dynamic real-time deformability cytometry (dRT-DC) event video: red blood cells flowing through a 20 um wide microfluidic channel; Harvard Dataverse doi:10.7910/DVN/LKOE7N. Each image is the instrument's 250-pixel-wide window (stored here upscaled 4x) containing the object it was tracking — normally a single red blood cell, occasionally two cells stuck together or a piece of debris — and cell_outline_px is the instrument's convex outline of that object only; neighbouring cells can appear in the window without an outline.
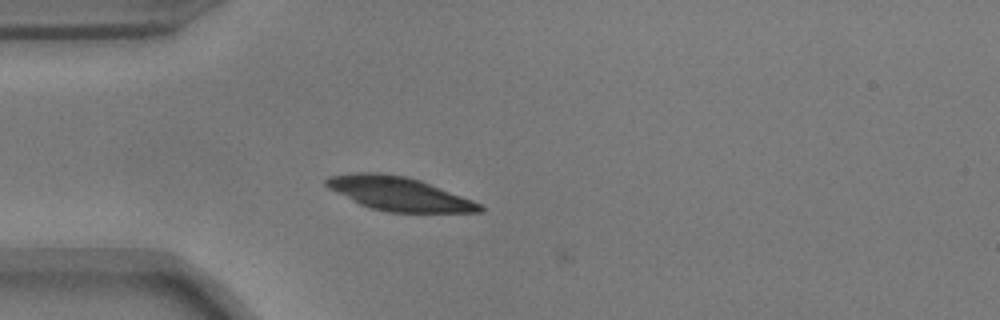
{"species": "common noctule bat (a hibernating species)", "species_latin": "Nyctalus noctula", "temperature_condition": "warm", "stored_images_in_passage": 40, "camera_frame_rate_fps": 3000, "um_per_image_px": 0.085, "animal": {"sex": "male", "body_mass_g": 17.9}, "frame": {"image": 1, "passage_image": 1, "time_ms": 0.0, "image_size_px": [1000, 320], "cell_outline_px": [[480, 208], [424, 212], [388, 208], [372, 204], [332, 184], [332, 180], [352, 176], [388, 176], [408, 180], [420, 184], [476, 204]], "centroid_in_image_um": [34.08, 16.51], "position_along_channel_um": 50.9, "area_um2": 22.02}}
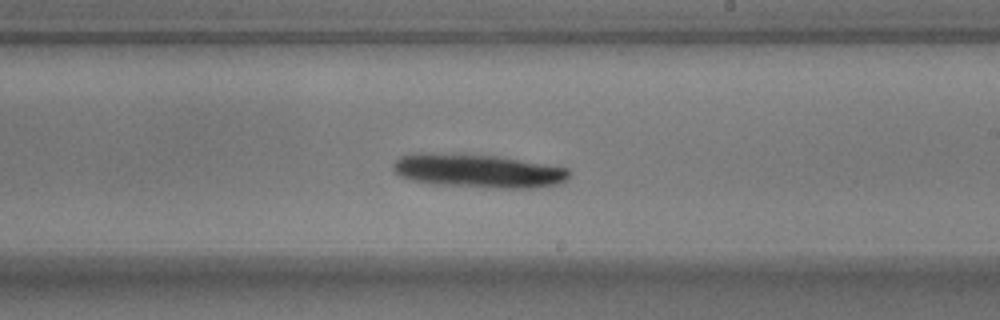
{"frame": {"image": 2, "passage_image": 18, "time_ms": 5.667, "image_size_px": [1000, 320], "cell_outline_px": [[564, 172], [560, 176], [548, 180], [480, 180], [436, 176], [412, 172], [404, 168], [404, 164], [408, 160], [476, 160], [516, 164], [544, 168]], "centroid_in_image_um": [40.83, 14.46], "position_along_channel_um": 248.2, "area_um2": 17.22}}
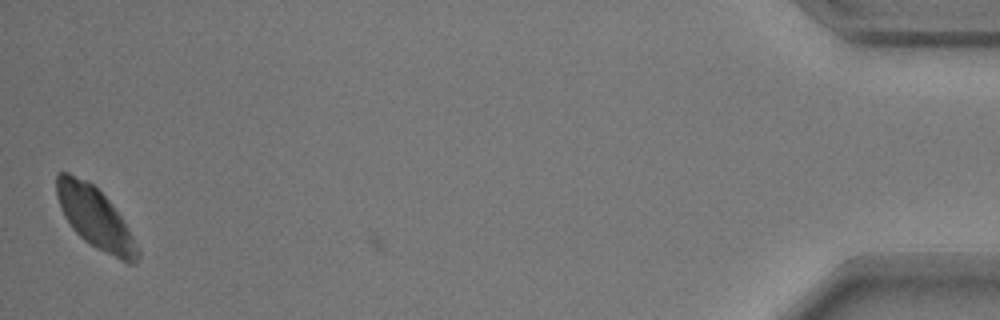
{"frame": {"image": 3, "passage_image": 40, "time_ms": 13.0, "image_size_px": [1000, 320], "cell_outline_px": [[120, 232], [92, 240], [84, 236], [76, 228], [68, 216], [60, 200], [60, 176], [68, 176], [88, 184], [104, 200], [120, 224]], "centroid_in_image_um": [7.41, 17.8], "position_along_channel_um": 427.8, "area_um2": 16.88}}